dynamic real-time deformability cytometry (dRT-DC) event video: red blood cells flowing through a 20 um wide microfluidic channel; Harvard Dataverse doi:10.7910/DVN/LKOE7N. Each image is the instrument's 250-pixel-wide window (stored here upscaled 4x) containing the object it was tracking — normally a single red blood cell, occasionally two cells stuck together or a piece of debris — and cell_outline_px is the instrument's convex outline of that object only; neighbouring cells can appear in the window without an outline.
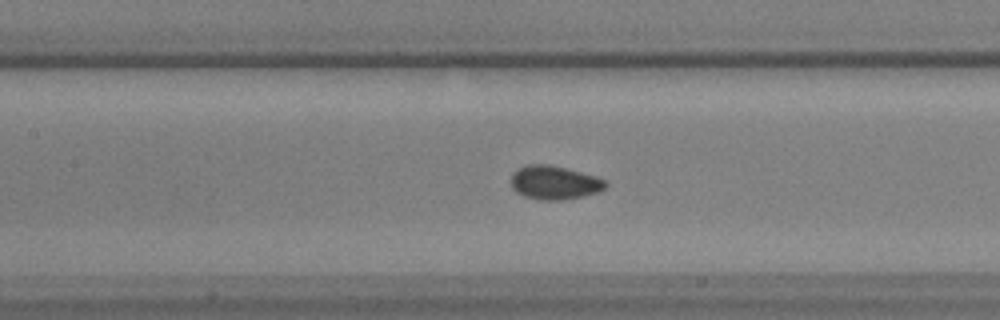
{"species": "common noctule bat (a hibernating species)", "species_latin": "Nyctalus noctula", "temperature_condition": "warm", "stored_images_in_passage": 29, "camera_frame_rate_fps": 3000, "um_per_image_px": 0.085, "animal": {"sex": "male", "body_mass_g": 17.9, "forearm_length_mm": 54.2}, "frame": {"image": 1, "passage_image": 13, "time_ms": 4.0, "image_size_px": [1000, 320], "cell_outline_px": [[608, 184], [600, 192], [560, 200], [540, 200], [524, 196], [516, 192], [512, 188], [512, 172], [528, 164], [548, 164], [596, 176], [604, 180]], "centroid_in_image_um": [47.11, 15.52], "position_along_channel_um": 160.3, "area_um2": 18.38}}
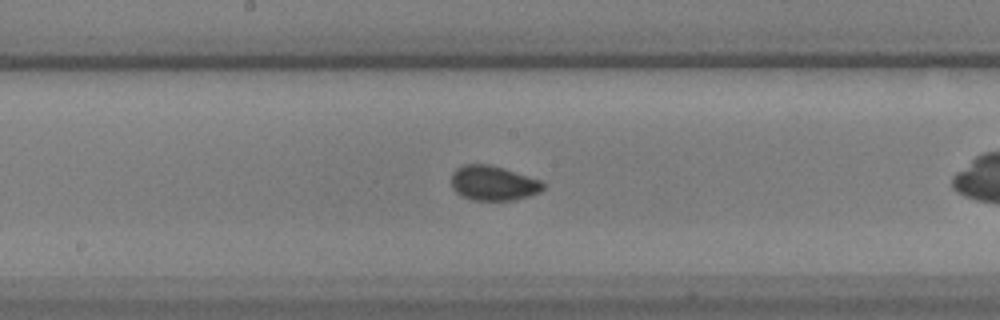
{"frame": {"image": 2, "passage_image": 17, "time_ms": 5.333, "image_size_px": [1000, 320], "cell_outline_px": [[544, 188], [540, 192], [528, 196], [512, 200], [472, 200], [456, 192], [452, 188], [452, 172], [456, 168], [464, 164], [488, 164], [504, 168], [540, 180], [544, 184]], "centroid_in_image_um": [41.91, 15.56], "position_along_channel_um": 206.3, "area_um2": 18.5}}